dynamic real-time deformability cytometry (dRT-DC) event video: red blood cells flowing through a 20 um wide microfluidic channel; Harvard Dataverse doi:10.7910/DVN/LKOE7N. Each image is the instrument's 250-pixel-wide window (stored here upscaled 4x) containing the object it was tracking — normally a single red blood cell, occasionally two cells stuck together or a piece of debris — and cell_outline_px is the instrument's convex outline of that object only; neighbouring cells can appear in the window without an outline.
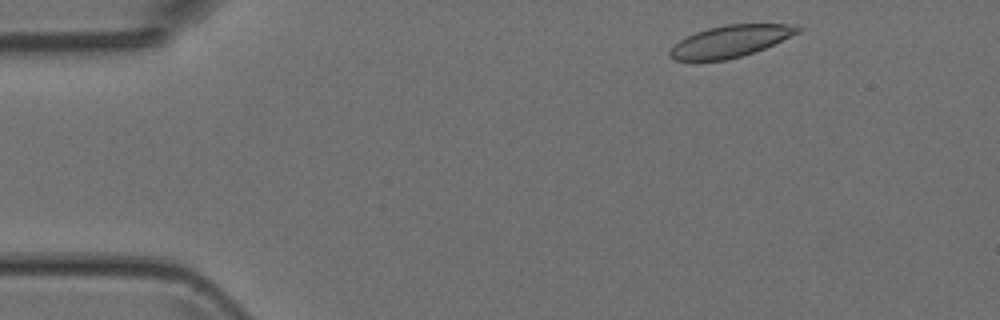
{"species": "Egyptian fruit bat (a non-hibernating species)", "species_latin": "Rousettus aegyptiacus", "temperature_condition": "room temperature", "stored_images_in_passage": 44, "camera_frame_rate_fps": 3000, "um_per_image_px": 0.085, "animal": {"sex": "female"}, "frame": {"image": 1, "passage_image": 3, "time_ms": 0.667, "image_size_px": [1000, 320], "cell_outline_px": [[804, 28], [800, 32], [764, 48], [740, 56], [724, 60], [676, 60], [668, 56], [668, 52], [680, 40], [696, 32], [708, 28], [728, 24], [800, 24]], "centroid_in_image_um": [62.13, 3.48], "position_along_channel_um": 22.9, "area_um2": 23.41}}
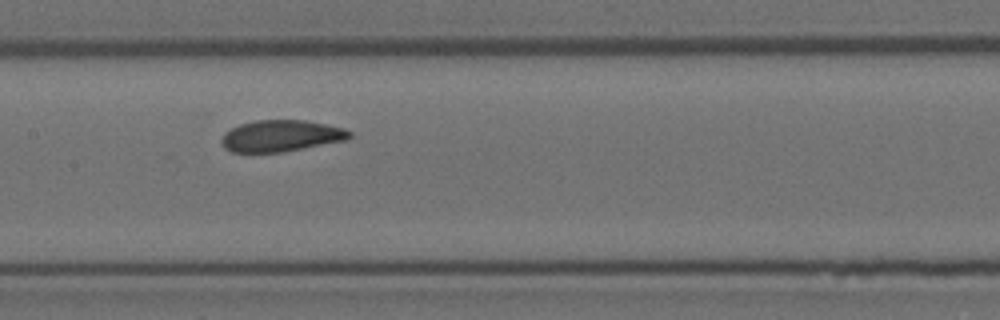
{"frame": {"image": 2, "passage_image": 20, "time_ms": 6.333, "image_size_px": [1000, 320], "cell_outline_px": [[352, 136], [344, 140], [284, 152], [232, 152], [224, 148], [220, 144], [220, 140], [224, 132], [240, 124], [256, 120], [304, 120], [344, 128], [352, 132]], "centroid_in_image_um": [23.84, 11.55], "position_along_channel_um": 183.6, "area_um2": 23.47}}
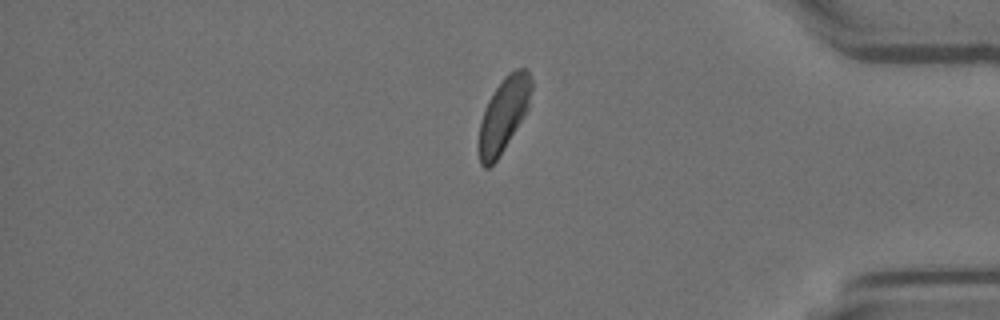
{"frame": {"image": 3, "passage_image": 37, "time_ms": 12.0, "image_size_px": [1000, 320], "cell_outline_px": [[532, 88], [528, 108], [524, 116], [504, 148], [496, 160], [488, 168], [484, 168], [480, 164], [480, 120], [488, 100], [504, 76], [508, 72], [516, 68], [528, 68], [532, 80]], "centroid_in_image_um": [42.84, 9.68], "position_along_channel_um": 392.4, "area_um2": 22.43}}